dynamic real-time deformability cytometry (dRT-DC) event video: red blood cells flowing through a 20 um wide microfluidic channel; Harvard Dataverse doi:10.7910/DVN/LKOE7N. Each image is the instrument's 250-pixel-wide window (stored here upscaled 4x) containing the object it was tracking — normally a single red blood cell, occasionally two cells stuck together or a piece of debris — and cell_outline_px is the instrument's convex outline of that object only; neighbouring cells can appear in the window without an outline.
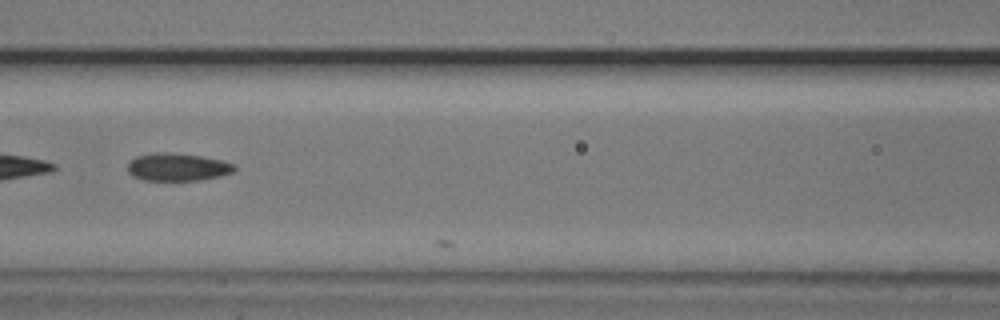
{"species": "common noctule bat (a hibernating species)", "species_latin": "Nyctalus noctula", "temperature_condition": "cold", "stored_images_in_passage": 25, "segment_of_instrument_passage": [2, 2], "camera_frame_rate_fps": 3000, "um_per_image_px": 0.085, "animal": {"sex": "male", "body_mass_g": 20.5, "forearm_length_mm": 52.5}, "frame": {"image": 1, "passage_image": 24, "time_ms": 7.667, "image_size_px": [1000, 320], "cell_outline_px": [[236, 168], [232, 172], [220, 176], [200, 180], [144, 180], [132, 176], [128, 172], [128, 164], [136, 156], [156, 152], [172, 152], [200, 156], [224, 160], [236, 164]], "centroid_in_image_um": [15.11, 14.19], "position_along_channel_um": 151.5, "area_um2": 17.34}}